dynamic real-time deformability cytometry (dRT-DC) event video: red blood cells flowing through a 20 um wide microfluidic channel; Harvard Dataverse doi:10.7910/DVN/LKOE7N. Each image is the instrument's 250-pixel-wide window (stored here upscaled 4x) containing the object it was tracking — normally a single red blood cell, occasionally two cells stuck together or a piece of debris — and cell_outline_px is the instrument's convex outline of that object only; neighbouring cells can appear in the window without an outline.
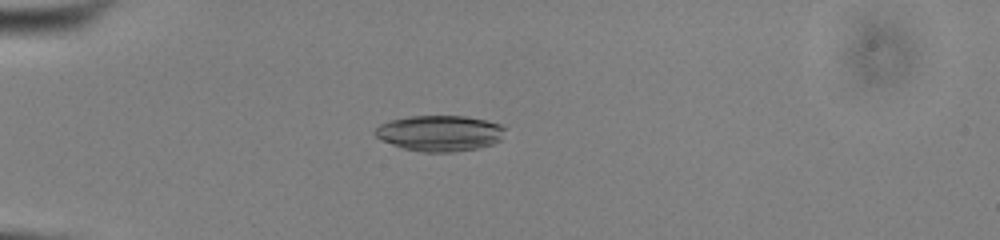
{"species": "common noctule bat (a hibernating species)", "species_latin": "Nyctalus noctula", "temperature_condition": "cold", "stored_images_in_passage": 53, "camera_frame_rate_fps": 3000, "um_per_image_px": 0.085, "animal": {"sex": "male", "body_mass_g": 13.0, "forearm_length_mm": 53.1}, "frame": {"image": 1, "passage_image": 15, "time_ms": 4.667, "image_size_px": [1000, 240], "cell_outline_px": [[504, 128], [500, 140], [492, 144], [476, 148], [452, 152], [424, 152], [404, 148], [392, 144], [376, 136], [372, 132], [380, 124], [392, 120], [408, 116], [468, 116], [488, 120], [500, 124]], "centroid_in_image_um": [37.38, 11.31], "position_along_channel_um": 47.6, "area_um2": 26.93}}
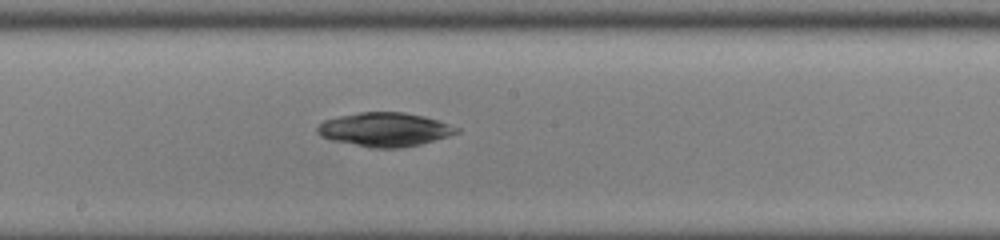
{"frame": {"image": 2, "passage_image": 30, "time_ms": 9.667, "image_size_px": [1000, 240], "cell_outline_px": [[460, 132], [448, 136], [420, 144], [400, 148], [372, 148], [332, 140], [320, 136], [316, 132], [316, 128], [324, 120], [340, 116], [360, 112], [404, 112], [424, 116], [460, 128]], "centroid_in_image_um": [32.69, 11.01], "position_along_channel_um": 215.5, "area_um2": 27.34}}
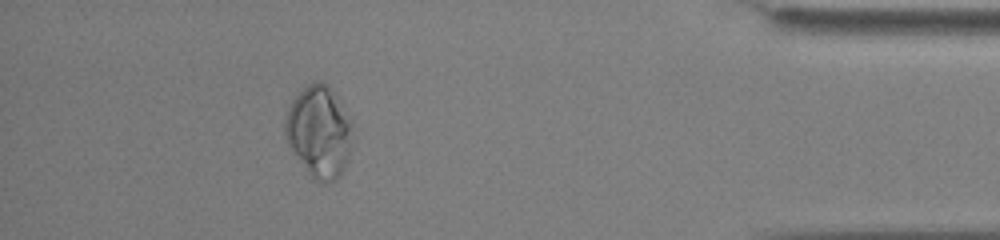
{"frame": {"image": 3, "passage_image": 48, "time_ms": 15.667, "image_size_px": [1000, 240], "cell_outline_px": [[352, 124], [348, 160], [340, 176], [336, 180], [328, 184], [324, 184], [316, 180], [312, 176], [292, 152], [288, 144], [284, 132], [284, 124], [288, 108], [292, 100], [312, 80], [320, 80], [336, 96]], "centroid_in_image_um": [27.1, 11.22], "position_along_channel_um": 408.1, "area_um2": 35.55}, "authors_computed_cell_mechanics": {"area_um2": 28.0908, "velocity_mm_per_s": 3.9044, "shape_relaxation_time_tau1_ms": 2.3615, "shape_relaxation_time_tau2_ms": null, "deformation_change_tau1": 0.0505, "deformation_change_tau2": null}}